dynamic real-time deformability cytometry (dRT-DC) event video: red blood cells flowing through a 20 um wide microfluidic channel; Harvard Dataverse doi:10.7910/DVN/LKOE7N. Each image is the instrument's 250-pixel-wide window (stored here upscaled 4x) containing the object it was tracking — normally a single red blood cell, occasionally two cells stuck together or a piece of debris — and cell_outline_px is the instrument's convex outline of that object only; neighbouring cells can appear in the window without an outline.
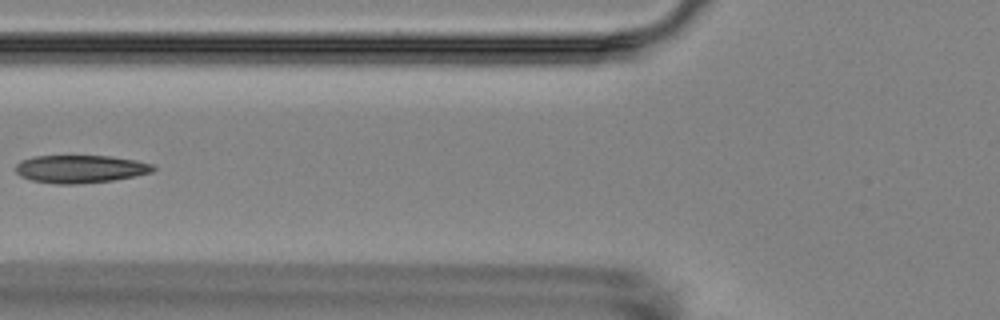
{"species": "Egyptian fruit bat (a non-hibernating species)", "species_latin": "Rousettus aegyptiacus", "temperature_condition": "room temperature", "stored_images_in_passage": 16, "camera_frame_rate_fps": 3000, "um_per_image_px": 0.085, "animal": {"sex": "female"}, "frame": {"image": 1, "passage_image": 6, "time_ms": 6.0, "image_size_px": [1000, 320], "cell_outline_px": [[156, 168], [152, 172], [136, 176], [112, 180], [76, 184], [56, 184], [32, 180], [20, 176], [16, 172], [16, 164], [20, 160], [36, 156], [108, 156], [136, 160], [152, 164]], "centroid_in_image_um": [6.82, 14.36], "position_along_channel_um": 119.0, "area_um2": 22.25}}
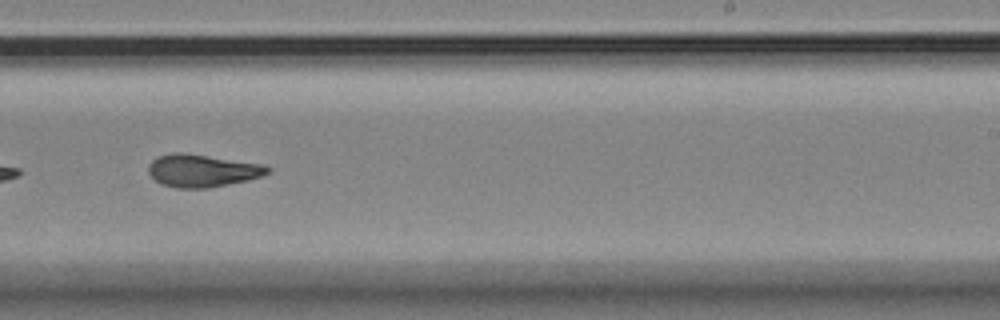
{"frame": {"image": 2, "passage_image": 10, "time_ms": 10.333, "image_size_px": [1000, 320], "cell_outline_px": [[272, 168], [268, 172], [260, 176], [248, 180], [208, 188], [176, 188], [160, 184], [148, 172], [148, 164], [156, 156], [172, 152], [184, 152], [264, 164]], "centroid_in_image_um": [17.16, 14.49], "position_along_channel_um": 271.8, "area_um2": 22.83}}
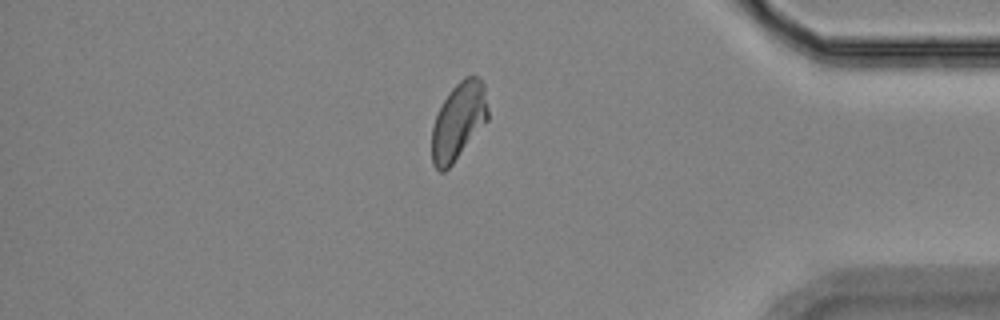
{"frame": {"image": 3, "passage_image": 16, "time_ms": 18.333, "image_size_px": [1000, 320], "cell_outline_px": [[488, 120], [452, 164], [444, 172], [440, 172], [432, 164], [432, 128], [436, 116], [448, 92], [464, 76], [476, 76], [484, 84], [488, 108]], "centroid_in_image_um": [38.97, 10.29], "position_along_channel_um": 396.2, "area_um2": 25.09}, "authors_computed_cell_mechanics": {"area_um2": 22.7732, "velocity_mm_per_s": 3.533, "shape_relaxation_time_tau1_ms": 3.9909, "shape_relaxation_time_tau2_ms": 3.1959, "deformation_change_tau1": 0.1241, "deformation_change_tau2": 0.0798}}